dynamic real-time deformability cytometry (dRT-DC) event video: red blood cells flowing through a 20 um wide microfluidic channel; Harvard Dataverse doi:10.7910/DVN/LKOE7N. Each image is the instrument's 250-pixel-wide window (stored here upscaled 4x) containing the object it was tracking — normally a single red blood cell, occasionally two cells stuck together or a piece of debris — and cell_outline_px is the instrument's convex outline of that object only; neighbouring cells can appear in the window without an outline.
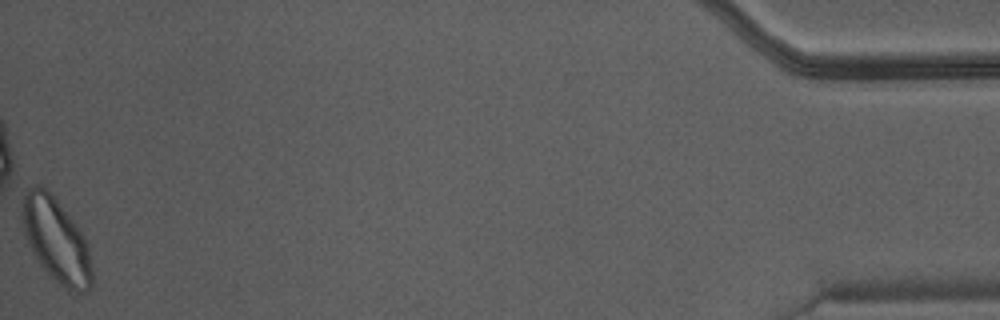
{"species": "Egyptian fruit bat (a non-hibernating species)", "species_latin": "Rousettus aegyptiacus", "temperature_condition": "warm", "stored_images_in_passage": 47, "camera_frame_rate_fps": 3000, "um_per_image_px": 0.085, "animal": {"sex": "male"}, "frame": {"image": 1, "passage_image": 47, "time_ms": 15.333, "image_size_px": [1000, 320], "cell_outline_px": [[92, 288], [88, 292], [68, 292], [48, 272], [36, 256], [24, 232], [24, 196], [36, 184], [40, 184], [56, 200], [76, 224], [84, 236], [88, 248], [92, 268]], "centroid_in_image_um": [4.86, 20.48], "position_along_channel_um": 430.3, "area_um2": 33.0}}